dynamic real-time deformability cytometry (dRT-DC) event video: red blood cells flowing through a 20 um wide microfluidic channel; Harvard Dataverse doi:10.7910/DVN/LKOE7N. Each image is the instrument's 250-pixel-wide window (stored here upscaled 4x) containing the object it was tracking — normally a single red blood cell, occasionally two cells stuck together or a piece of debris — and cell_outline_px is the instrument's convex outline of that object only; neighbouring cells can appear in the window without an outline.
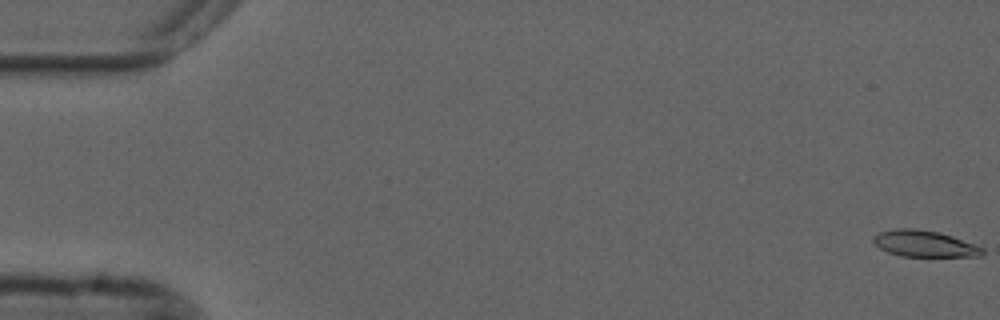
{"species": "common noctule bat (a hibernating species)", "species_latin": "Nyctalus noctula", "temperature_condition": "cold", "stored_images_in_passage": 15, "camera_frame_rate_fps": 3000, "um_per_image_px": 0.085, "animal": {"sex": "male", "forearm_length_mm": 52.5}, "frame": {"image": 1, "passage_image": 1, "time_ms": 0.0, "image_size_px": [1000, 320], "cell_outline_px": [[984, 256], [900, 256], [888, 252], [880, 248], [872, 240], [872, 236], [880, 232], [896, 228], [912, 228], [940, 232], [952, 236], [984, 248]], "centroid_in_image_um": [78.57, 20.71], "position_along_channel_um": 6.4, "area_um2": 16.7}}